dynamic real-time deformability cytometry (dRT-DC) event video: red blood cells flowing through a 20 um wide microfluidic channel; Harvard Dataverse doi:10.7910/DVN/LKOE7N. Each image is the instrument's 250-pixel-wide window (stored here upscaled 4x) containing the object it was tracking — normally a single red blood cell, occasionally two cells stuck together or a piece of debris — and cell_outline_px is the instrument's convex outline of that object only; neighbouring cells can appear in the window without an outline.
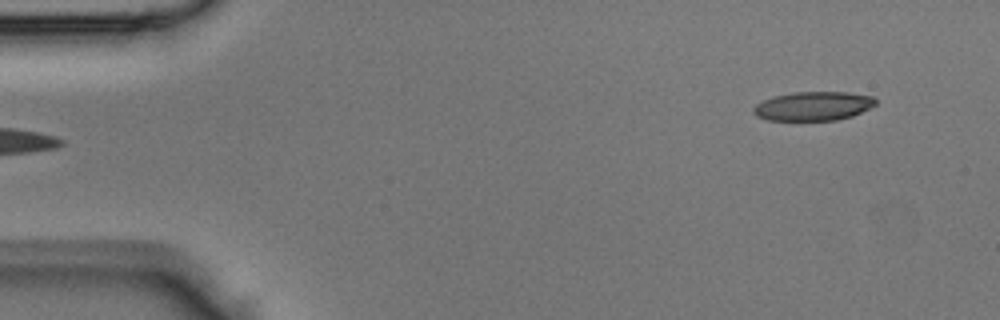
{"species": "Egyptian fruit bat (a non-hibernating species)", "species_latin": "Rousettus aegyptiacus", "temperature_condition": "room temperature", "stored_images_in_passage": 41, "camera_frame_rate_fps": 3000, "um_per_image_px": 0.085, "animal": {"sex": "male"}, "frame": {"image": 1, "passage_image": 1, "time_ms": 0.0, "image_size_px": [1000, 320], "cell_outline_px": [[876, 104], [852, 116], [836, 120], [768, 120], [756, 116], [752, 112], [752, 108], [756, 104], [772, 96], [792, 92], [848, 92], [872, 96], [876, 100]], "centroid_in_image_um": [69.09, 9.01], "position_along_channel_um": 15.9, "area_um2": 20.63}}
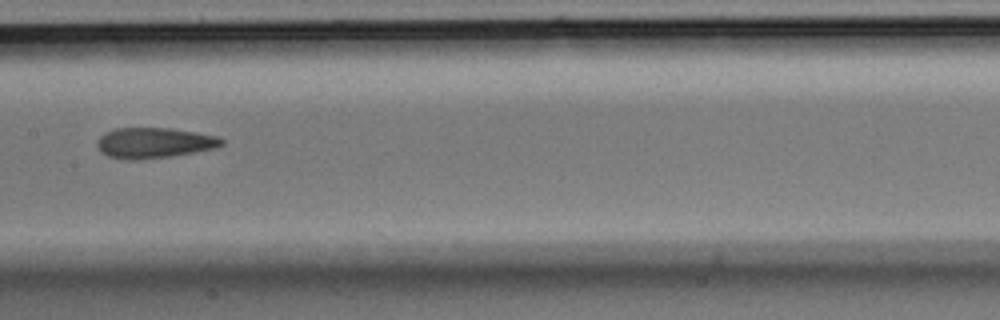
{"frame": {"image": 2, "passage_image": 19, "time_ms": 6.0, "image_size_px": [1000, 320], "cell_outline_px": [[224, 144], [216, 148], [168, 156], [132, 160], [124, 160], [108, 156], [100, 152], [96, 144], [100, 136], [104, 132], [116, 128], [172, 128], [196, 132], [216, 136], [224, 140]], "centroid_in_image_um": [13.06, 12.13], "position_along_channel_um": 194.3, "area_um2": 22.08}}
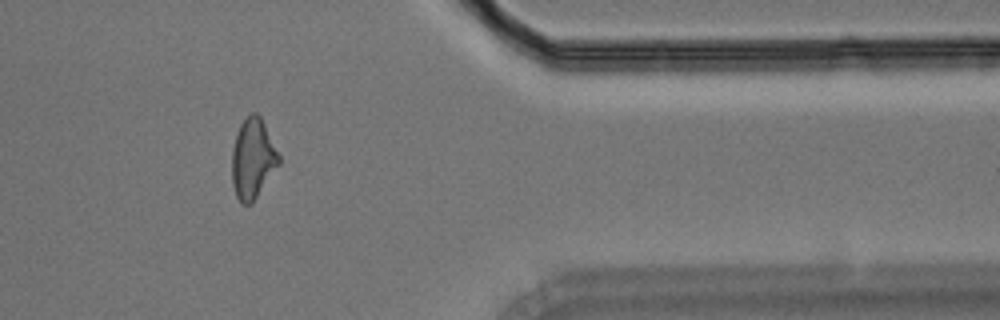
{"frame": {"image": 3, "passage_image": 33, "time_ms": 10.667, "image_size_px": [1000, 320], "cell_outline_px": [[280, 164], [252, 204], [240, 204], [236, 196], [232, 184], [232, 148], [236, 132], [240, 124], [252, 112], [256, 112], [260, 116], [280, 156]], "centroid_in_image_um": [21.47, 13.52], "position_along_channel_um": 389.9, "area_um2": 22.02}}